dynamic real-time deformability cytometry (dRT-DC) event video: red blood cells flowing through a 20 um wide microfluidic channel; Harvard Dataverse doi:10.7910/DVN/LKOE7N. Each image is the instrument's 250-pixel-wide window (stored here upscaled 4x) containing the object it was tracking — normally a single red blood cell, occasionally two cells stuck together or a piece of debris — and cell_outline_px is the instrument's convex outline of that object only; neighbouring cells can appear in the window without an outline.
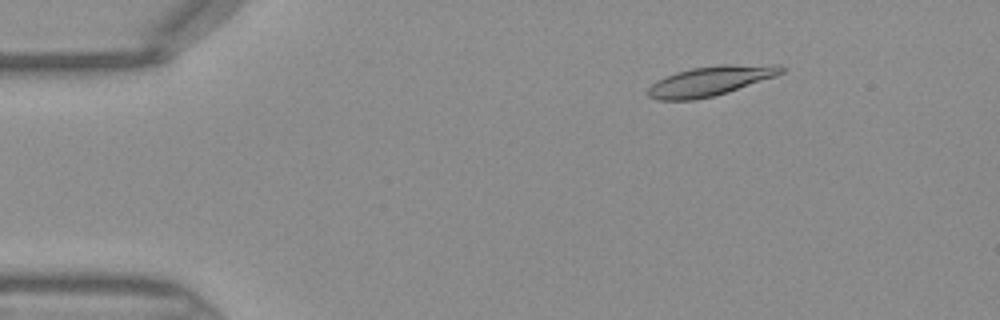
{"species": "Egyptian fruit bat (a non-hibernating species)", "species_latin": "Rousettus aegyptiacus", "temperature_condition": "warm", "stored_images_in_passage": 45, "camera_frame_rate_fps": 3000, "um_per_image_px": 0.085, "frame": {"image": 1, "passage_image": 6, "time_ms": 1.667, "image_size_px": [1000, 320], "cell_outline_px": [[788, 68], [784, 72], [776, 76], [728, 92], [712, 96], [692, 100], [656, 100], [648, 96], [648, 88], [656, 80], [664, 76], [676, 72], [692, 68], [720, 64], [780, 64]], "centroid_in_image_um": [60.43, 6.86], "position_along_channel_um": 24.6, "area_um2": 23.35}}
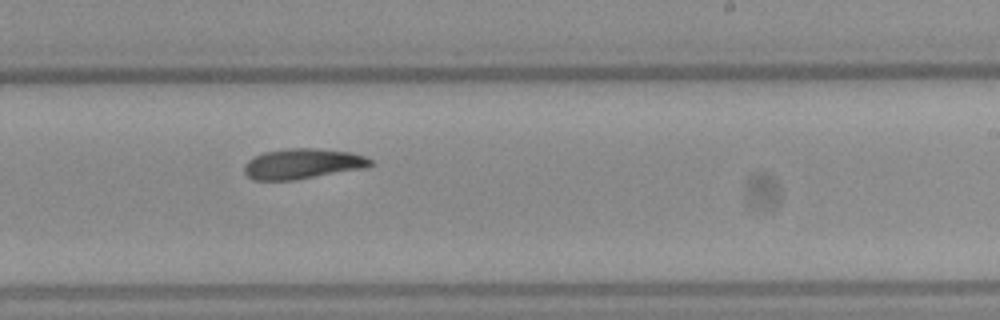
{"frame": {"image": 2, "passage_image": 27, "time_ms": 8.667, "image_size_px": [1000, 320], "cell_outline_px": [[372, 164], [368, 168], [292, 180], [252, 180], [244, 172], [244, 164], [248, 160], [264, 152], [284, 148], [316, 148], [352, 152], [364, 156], [372, 160]], "centroid_in_image_um": [25.73, 13.91], "position_along_channel_um": 263.3, "area_um2": 22.43}}
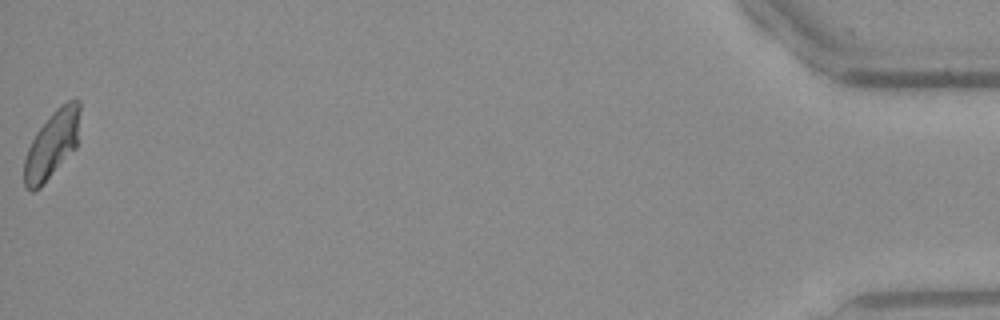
{"frame": {"image": 3, "passage_image": 45, "time_ms": 14.667, "image_size_px": [1000, 320], "cell_outline_px": [[80, 112], [76, 148], [40, 188], [32, 192], [24, 188], [24, 160], [28, 148], [36, 132], [52, 112], [60, 104], [76, 96], [80, 100]], "centroid_in_image_um": [4.42, 12.26], "position_along_channel_um": 430.8, "area_um2": 22.14}}